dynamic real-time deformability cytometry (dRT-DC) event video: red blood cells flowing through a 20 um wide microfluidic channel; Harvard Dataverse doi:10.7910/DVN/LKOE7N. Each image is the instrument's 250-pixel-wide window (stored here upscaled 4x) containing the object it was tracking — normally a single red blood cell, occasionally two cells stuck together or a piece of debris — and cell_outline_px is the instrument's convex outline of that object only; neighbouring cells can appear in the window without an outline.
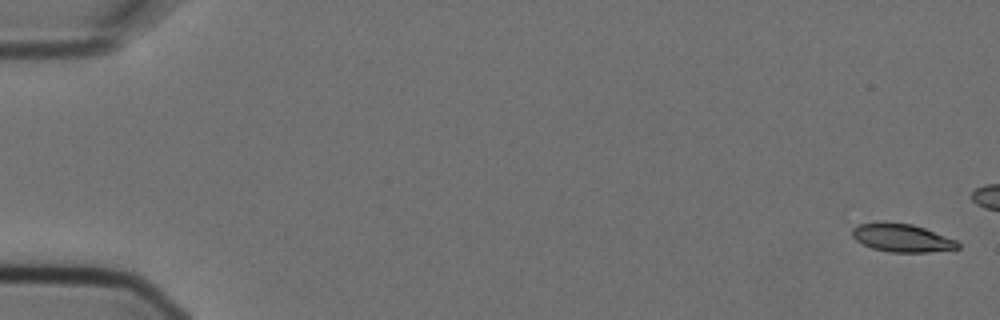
{"species": "Egyptian fruit bat (a non-hibernating species)", "species_latin": "Rousettus aegyptiacus", "temperature_condition": "cold", "stored_images_in_passage": 6, "camera_frame_rate_fps": 3000, "um_per_image_px": 0.085, "animal": {"sex": "female"}, "frame": {"image": 1, "passage_image": 1, "time_ms": 0.0, "image_size_px": [1000, 320], "cell_outline_px": [[960, 248], [928, 252], [888, 252], [872, 248], [856, 240], [852, 236], [852, 228], [860, 224], [884, 220], [912, 224], [924, 228], [956, 240], [960, 244]], "centroid_in_image_um": [76.63, 20.2], "position_along_channel_um": 8.4, "area_um2": 17.46}}